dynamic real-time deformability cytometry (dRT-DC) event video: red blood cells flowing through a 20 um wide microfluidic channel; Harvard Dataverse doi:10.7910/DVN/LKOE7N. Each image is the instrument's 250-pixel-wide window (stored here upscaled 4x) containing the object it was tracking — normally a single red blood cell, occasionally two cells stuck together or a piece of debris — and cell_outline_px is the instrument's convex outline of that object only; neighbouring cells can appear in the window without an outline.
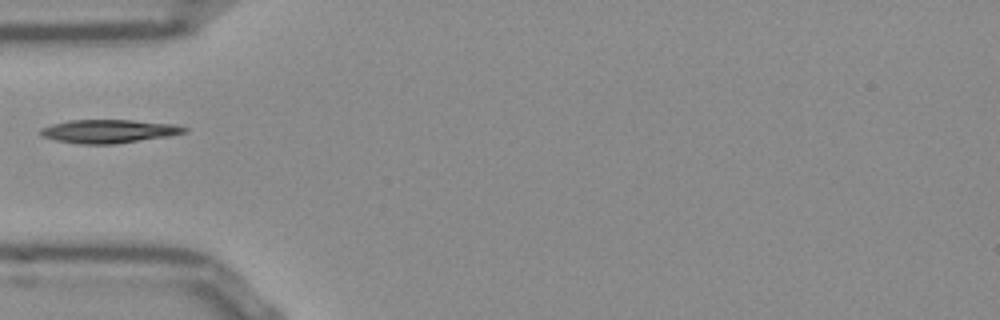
{"species": "Egyptian fruit bat (a non-hibernating species)", "species_latin": "Rousettus aegyptiacus", "temperature_condition": "room temperature", "stored_images_in_passage": 29, "camera_frame_rate_fps": 3000, "um_per_image_px": 0.085, "frame": {"image": 1, "passage_image": 1, "time_ms": 0.0, "image_size_px": [1000, 320], "cell_outline_px": [[188, 132], [168, 136], [112, 144], [80, 144], [56, 140], [40, 136], [40, 128], [52, 124], [68, 120], [132, 120], [176, 124], [188, 128]], "centroid_in_image_um": [9.24, 11.15], "position_along_channel_um": 75.8, "area_um2": 19.65}}
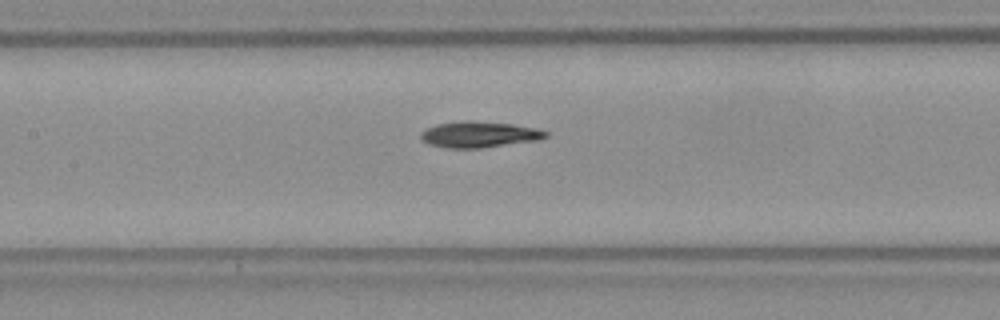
{"frame": {"image": 2, "passage_image": 8, "time_ms": 2.333, "image_size_px": [1000, 320], "cell_outline_px": [[548, 136], [540, 140], [480, 148], [444, 148], [428, 144], [420, 136], [420, 132], [424, 128], [436, 124], [464, 120], [468, 120], [512, 124], [540, 128], [548, 132]], "centroid_in_image_um": [40.74, 11.42], "position_along_channel_um": 166.7, "area_um2": 19.25}}
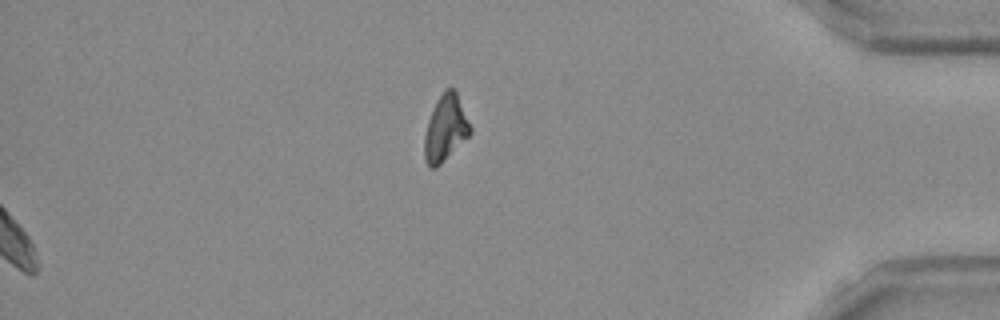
{"frame": {"image": 3, "passage_image": 29, "time_ms": 9.333, "image_size_px": [1000, 320], "cell_outline_px": [[472, 132], [436, 168], [432, 168], [428, 164], [424, 156], [424, 136], [428, 120], [432, 108], [436, 100], [444, 88], [452, 88], [456, 92], [472, 128]], "centroid_in_image_um": [37.85, 10.87], "position_along_channel_um": 397.4, "area_um2": 17.46}}